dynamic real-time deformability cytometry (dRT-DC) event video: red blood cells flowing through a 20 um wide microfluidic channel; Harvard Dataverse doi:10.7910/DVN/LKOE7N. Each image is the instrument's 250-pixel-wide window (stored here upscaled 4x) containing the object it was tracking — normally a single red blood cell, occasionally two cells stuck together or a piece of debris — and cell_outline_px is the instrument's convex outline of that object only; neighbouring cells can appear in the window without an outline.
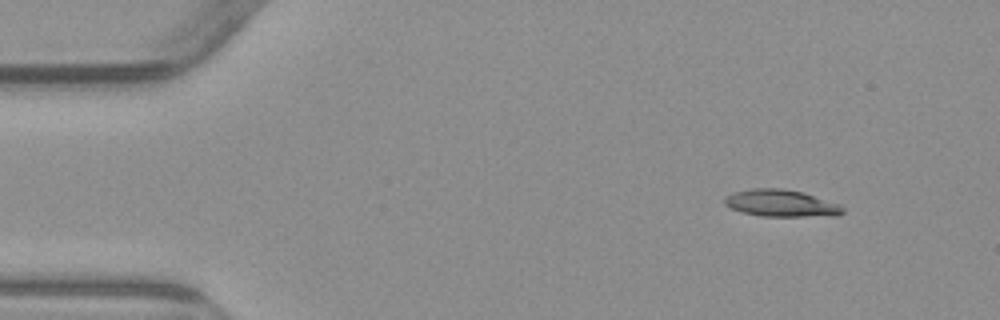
{"species": "common noctule bat (a hibernating species)", "species_latin": "Nyctalus noctula", "temperature_condition": "warm", "stored_images_in_passage": 7, "camera_frame_rate_fps": 3000, "um_per_image_px": 0.085, "animal": {"sex": "male", "body_mass_g": 23.1, "forearm_length_mm": 52.7}, "frame": {"image": 1, "passage_image": 1, "time_ms": 0.0, "image_size_px": [1000, 320], "cell_outline_px": [[844, 212], [840, 216], [760, 216], [740, 212], [724, 204], [724, 196], [732, 192], [752, 188], [784, 188], [804, 192], [840, 204], [844, 208]], "centroid_in_image_um": [66.4, 17.27], "position_along_channel_um": 18.6, "area_um2": 18.96}}
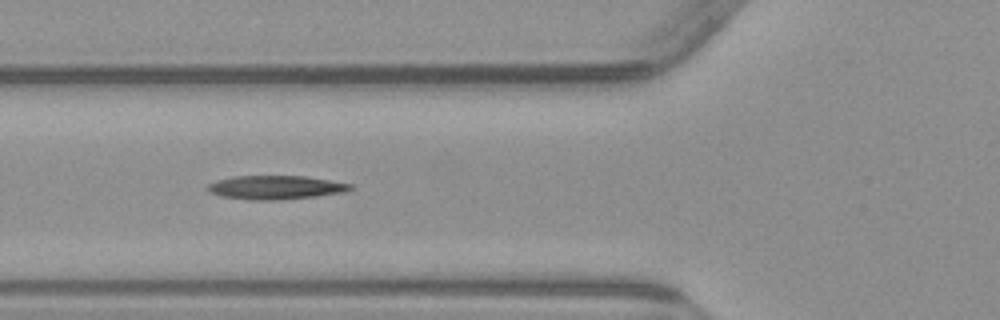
{"frame": {"image": 2, "passage_image": 5, "time_ms": 4.667, "image_size_px": [1000, 320], "cell_outline_px": [[352, 188], [344, 192], [316, 196], [276, 200], [252, 200], [220, 196], [208, 192], [204, 188], [208, 184], [216, 180], [232, 176], [304, 176], [352, 184]], "centroid_in_image_um": [23.34, 15.93], "position_along_channel_um": 102.5, "area_um2": 19.77}}
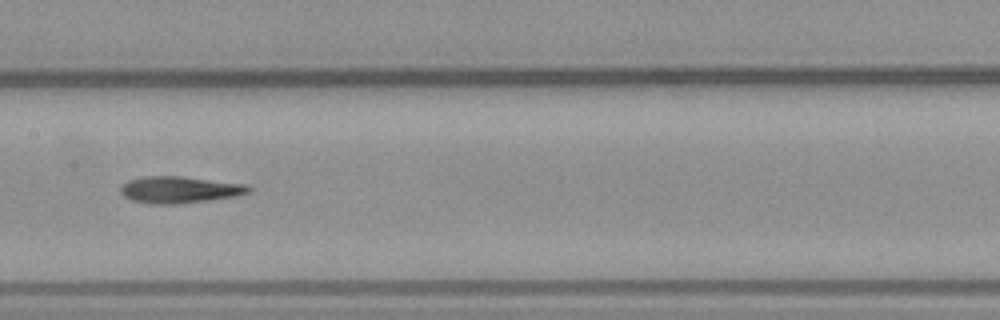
{"frame": {"image": 3, "passage_image": 7, "time_ms": 7.0, "image_size_px": [1000, 320], "cell_outline_px": [[252, 192], [236, 196], [208, 200], [176, 204], [148, 204], [132, 200], [124, 196], [120, 192], [120, 188], [128, 180], [144, 176], [184, 176], [248, 184], [252, 188]], "centroid_in_image_um": [15.3, 16.12], "position_along_channel_um": 192.1, "area_um2": 20.17}}